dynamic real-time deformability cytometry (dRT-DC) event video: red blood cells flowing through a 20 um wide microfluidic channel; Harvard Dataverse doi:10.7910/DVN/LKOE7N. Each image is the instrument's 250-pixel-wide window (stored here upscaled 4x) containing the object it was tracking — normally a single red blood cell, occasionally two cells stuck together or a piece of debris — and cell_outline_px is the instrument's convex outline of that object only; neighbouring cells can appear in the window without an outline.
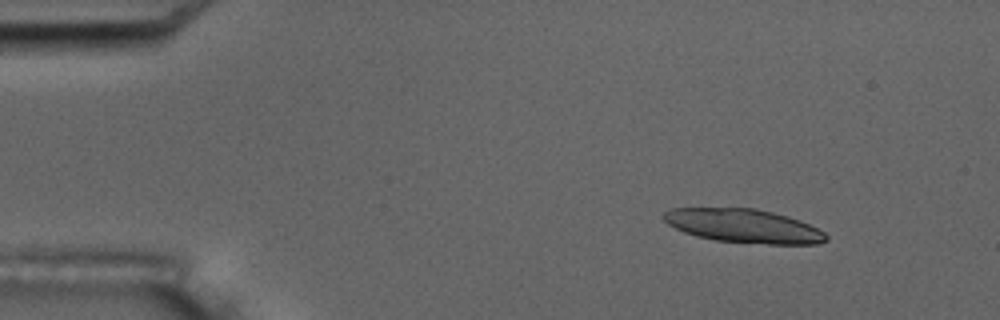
{"species": "common noctule bat (a hibernating species)", "species_latin": "Nyctalus noctula", "temperature_condition": "room temperature", "stored_images_in_passage": 6, "camera_frame_rate_fps": 3000, "um_per_image_px": 0.085, "animal": {"sex": "male", "body_mass_g": 17.5, "forearm_length_mm": 52.3}, "frame": {"image": 1, "passage_image": 1, "time_ms": 0.0, "image_size_px": [1000, 320], "cell_outline_px": [[828, 240], [820, 244], [768, 244], [716, 240], [696, 236], [684, 232], [668, 224], [660, 216], [664, 212], [672, 208], [756, 208], [788, 216], [800, 220], [824, 232], [828, 236]], "centroid_in_image_um": [63.21, 19.2], "position_along_channel_um": 21.8, "area_um2": 31.91}}